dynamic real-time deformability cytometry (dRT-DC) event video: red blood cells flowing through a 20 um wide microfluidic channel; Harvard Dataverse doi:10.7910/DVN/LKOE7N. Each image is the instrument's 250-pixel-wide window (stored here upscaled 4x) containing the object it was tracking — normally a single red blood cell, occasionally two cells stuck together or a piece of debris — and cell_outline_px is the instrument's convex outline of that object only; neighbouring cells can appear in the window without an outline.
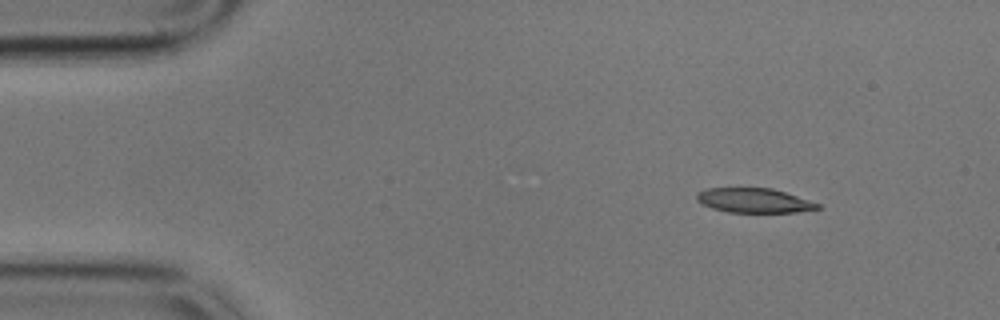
{"species": "common noctule bat (a hibernating species)", "species_latin": "Nyctalus noctula", "temperature_condition": "cold", "stored_images_in_passage": 52, "camera_frame_rate_fps": 3000, "um_per_image_px": 0.085, "animal": {"sex": "male", "body_mass_g": 17.9}, "frame": {"image": 1, "passage_image": 1, "time_ms": 0.0, "image_size_px": [1000, 320], "cell_outline_px": [[820, 208], [796, 212], [728, 212], [712, 208], [696, 200], [696, 192], [708, 188], [772, 188], [820, 204]], "centroid_in_image_um": [64.05, 17.04], "position_along_channel_um": 20.9, "area_um2": 17.05}}
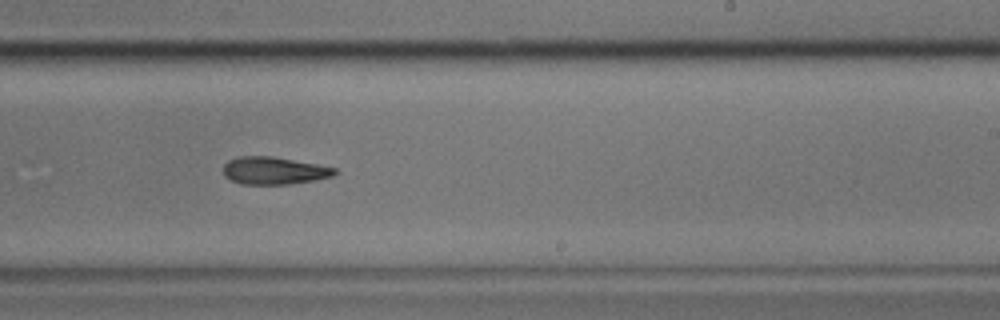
{"frame": {"image": 2, "passage_image": 29, "time_ms": 9.333, "image_size_px": [1000, 320], "cell_outline_px": [[340, 172], [332, 176], [312, 180], [288, 184], [240, 184], [224, 176], [224, 164], [228, 160], [236, 156], [272, 156], [316, 164], [336, 168]], "centroid_in_image_um": [23.27, 14.49], "position_along_channel_um": 265.7, "area_um2": 17.8}}
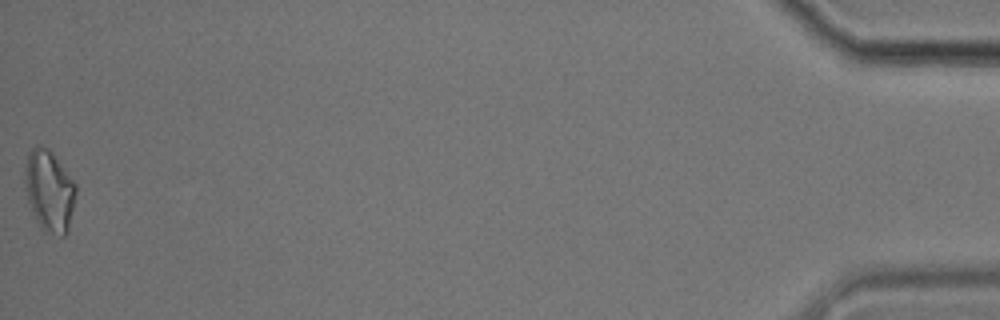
{"frame": {"image": 3, "passage_image": 52, "time_ms": 17.0, "image_size_px": [1000, 320], "cell_outline_px": [[76, 192], [68, 232], [64, 236], [60, 236], [44, 232], [40, 228], [28, 200], [24, 180], [24, 168], [28, 152], [36, 144], [40, 144], [48, 148], [52, 152], [76, 184]], "centroid_in_image_um": [4.18, 16.21], "position_along_channel_um": 431.0, "area_um2": 24.33}, "authors_computed_cell_mechanics": {"area_um2": 18.785, "velocity_mm_per_s": 3.4324, "shape_relaxation_time_tau1_ms": null, "shape_relaxation_time_tau2_ms": 6.7964, "deformation_change_tau1": null, "deformation_change_tau2": 0.1719}}